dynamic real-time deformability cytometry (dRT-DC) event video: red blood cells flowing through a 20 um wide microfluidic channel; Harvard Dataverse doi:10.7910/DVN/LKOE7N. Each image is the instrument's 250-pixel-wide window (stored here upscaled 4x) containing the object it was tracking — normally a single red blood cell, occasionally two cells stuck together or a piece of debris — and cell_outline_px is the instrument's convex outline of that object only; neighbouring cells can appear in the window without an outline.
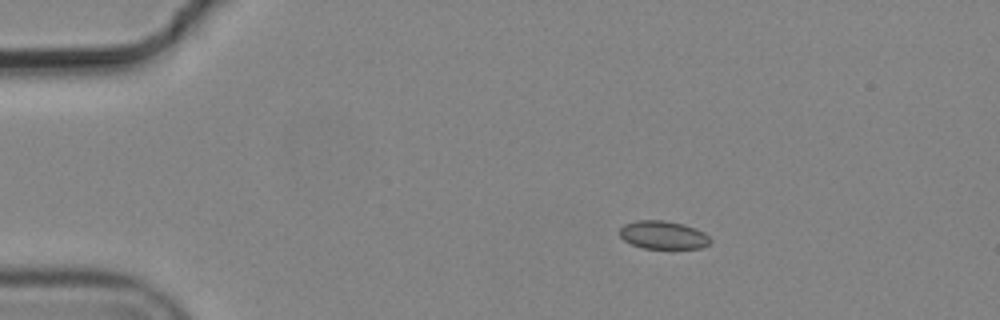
{"species": "common noctule bat (a hibernating species)", "species_latin": "Nyctalus noctula", "temperature_condition": "cold", "stored_images_in_passage": 5, "camera_frame_rate_fps": 3000, "um_per_image_px": 0.085, "animal": {"sex": "male", "body_mass_g": 19.2, "forearm_length_mm": 51.8}, "frame": {"image": 1, "passage_image": 3, "time_ms": 0.667, "image_size_px": [1000, 320], "cell_outline_px": [[712, 240], [708, 244], [700, 248], [644, 248], [632, 244], [624, 240], [620, 236], [620, 228], [624, 224], [636, 220], [664, 220], [684, 224], [696, 228], [704, 232]], "centroid_in_image_um": [56.37, 19.96], "position_along_channel_um": 28.6, "area_um2": 14.85}}